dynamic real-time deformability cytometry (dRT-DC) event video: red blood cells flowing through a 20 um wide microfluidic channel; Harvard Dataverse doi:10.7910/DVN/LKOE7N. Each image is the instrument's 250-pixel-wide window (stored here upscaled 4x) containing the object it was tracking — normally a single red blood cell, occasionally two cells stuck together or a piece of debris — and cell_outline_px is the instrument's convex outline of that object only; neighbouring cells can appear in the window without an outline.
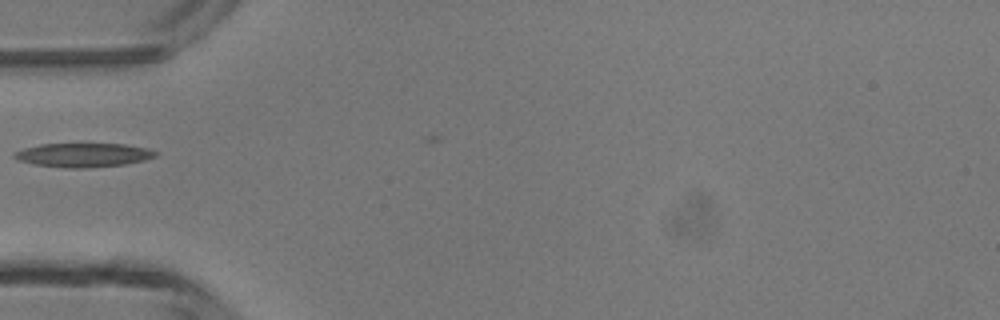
{"species": "common noctule bat (a hibernating species)", "species_latin": "Nyctalus noctula", "temperature_condition": "room temperature", "stored_images_in_passage": 5, "camera_frame_rate_fps": 3000, "um_per_image_px": 0.085, "animal": {"sex": "male", "body_mass_g": 13.3}, "frame": {"image": 1, "passage_image": 1, "time_ms": 0.0, "image_size_px": [1000, 320], "cell_outline_px": [[160, 152], [156, 156], [144, 160], [124, 164], [88, 168], [64, 168], [36, 164], [16, 160], [12, 156], [12, 152], [24, 148], [40, 144], [124, 144], [148, 148]], "centroid_in_image_um": [7.07, 13.17], "position_along_channel_um": 77.9, "area_um2": 19.83}}
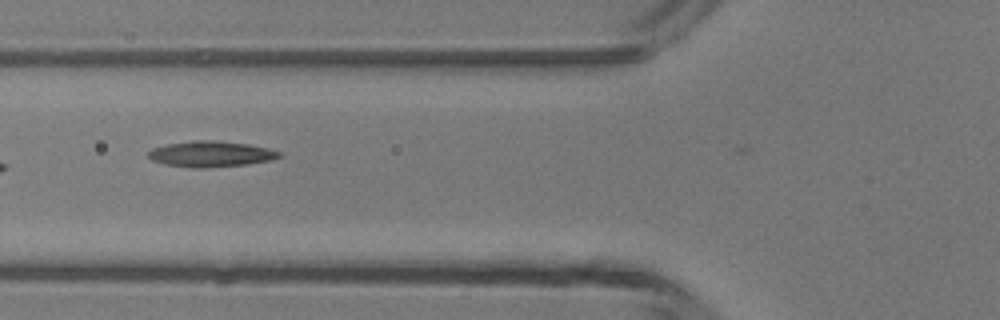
{"frame": {"image": 2, "passage_image": 3, "time_ms": 0.667, "image_size_px": [1000, 320], "cell_outline_px": [[284, 156], [272, 160], [248, 164], [204, 168], [192, 168], [164, 164], [152, 160], [148, 156], [148, 152], [152, 148], [168, 144], [192, 140], [212, 140], [248, 144], [268, 148], [280, 152]], "centroid_in_image_um": [17.94, 13.09], "position_along_channel_um": 107.9, "area_um2": 19.77}}